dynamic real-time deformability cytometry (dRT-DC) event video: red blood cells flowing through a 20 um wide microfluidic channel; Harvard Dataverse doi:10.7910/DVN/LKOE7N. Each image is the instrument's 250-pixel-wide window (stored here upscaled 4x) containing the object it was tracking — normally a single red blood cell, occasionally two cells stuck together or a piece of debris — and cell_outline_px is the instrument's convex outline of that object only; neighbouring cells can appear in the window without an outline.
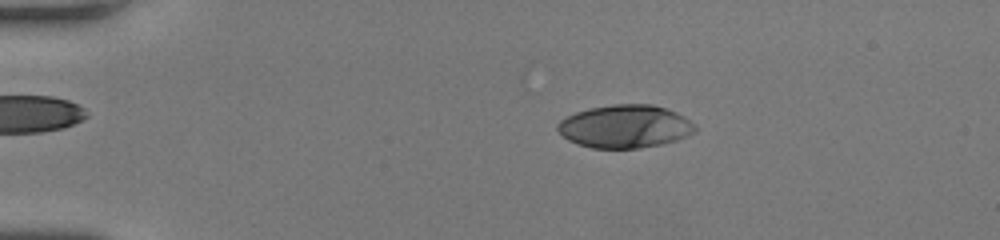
{"species": "human", "species_latin": "Homo sapiens", "temperature_condition": "room temperature", "stored_images_in_passage": 49, "camera_frame_rate_fps": 3000, "um_per_image_px": 0.085, "donor": {"sex": "female"}, "frame": {"image": 1, "passage_image": 10, "time_ms": 3.0, "image_size_px": [1000, 240], "cell_outline_px": [[696, 132], [688, 136], [676, 140], [660, 144], [640, 148], [592, 148], [568, 140], [556, 128], [556, 124], [560, 120], [576, 112], [588, 108], [612, 104], [652, 104], [676, 112], [684, 116], [696, 128]], "centroid_in_image_um": [53.12, 10.74], "position_along_channel_um": 31.9, "area_um2": 34.33}}
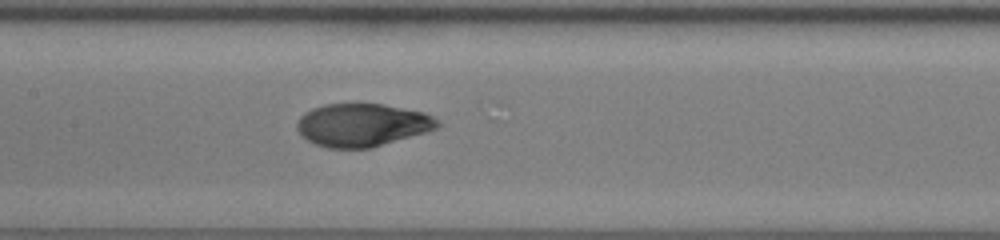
{"frame": {"image": 2, "passage_image": 25, "time_ms": 8.0, "image_size_px": [1000, 240], "cell_outline_px": [[440, 124], [436, 128], [428, 132], [372, 148], [328, 148], [316, 144], [308, 140], [296, 128], [296, 124], [300, 116], [304, 112], [312, 108], [324, 104], [384, 104], [424, 112], [440, 120]], "centroid_in_image_um": [30.81, 10.62], "position_along_channel_um": 176.6, "area_um2": 35.32}}
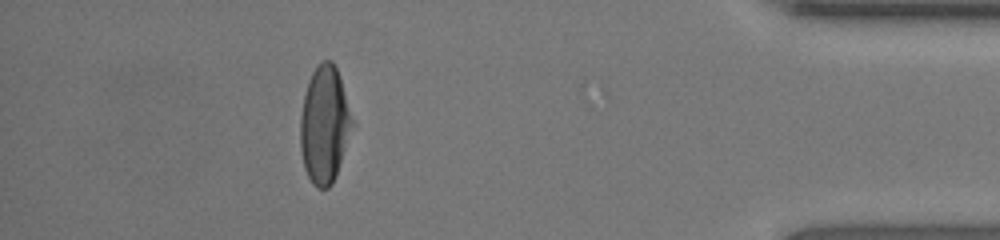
{"frame": {"image": 3, "passage_image": 44, "time_ms": 14.333, "image_size_px": [1000, 240], "cell_outline_px": [[356, 124], [332, 184], [328, 188], [316, 188], [312, 184], [304, 168], [300, 148], [300, 116], [304, 96], [308, 80], [316, 64], [320, 60], [332, 60], [336, 68]], "centroid_in_image_um": [27.6, 10.6], "position_along_channel_um": 407.6, "area_um2": 36.01}, "authors_computed_cell_mechanics": {"area_um2": 35.7782, "velocity_mm_per_s": 4.34, "shape_relaxation_time_tau1_ms": 3.8356, "shape_relaxation_time_tau2_ms": null, "deformation_change_tau1": 0.224, "deformation_change_tau2": null}}